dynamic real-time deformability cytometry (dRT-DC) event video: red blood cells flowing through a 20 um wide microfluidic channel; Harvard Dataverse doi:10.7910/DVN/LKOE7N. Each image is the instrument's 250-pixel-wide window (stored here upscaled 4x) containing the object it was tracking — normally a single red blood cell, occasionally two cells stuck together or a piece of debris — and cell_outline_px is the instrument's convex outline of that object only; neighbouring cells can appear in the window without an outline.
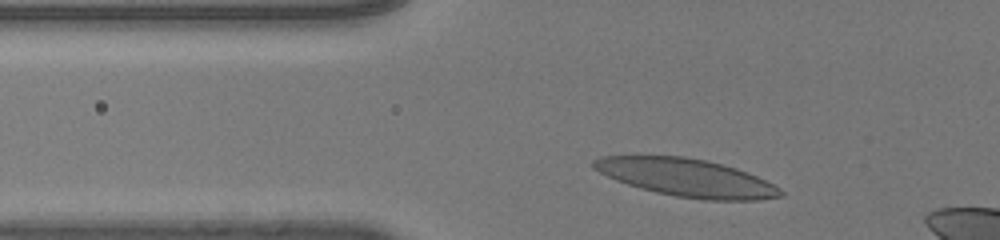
{"species": "human", "species_latin": "Homo sapiens", "temperature_condition": "room temperature", "stored_images_in_passage": 34, "camera_frame_rate_fps": 3000, "um_per_image_px": 0.085, "donor": {"sex": "male"}, "frame": {"image": 1, "passage_image": 6, "time_ms": 1.667, "image_size_px": [1000, 240], "cell_outline_px": [[784, 196], [760, 200], [704, 200], [676, 196], [656, 192], [640, 188], [616, 180], [592, 168], [592, 160], [600, 156], [684, 156], [704, 160], [736, 168], [756, 176], [780, 188], [784, 192]], "centroid_in_image_um": [58.36, 15.11], "position_along_channel_um": 67.4, "area_um2": 40.92}}
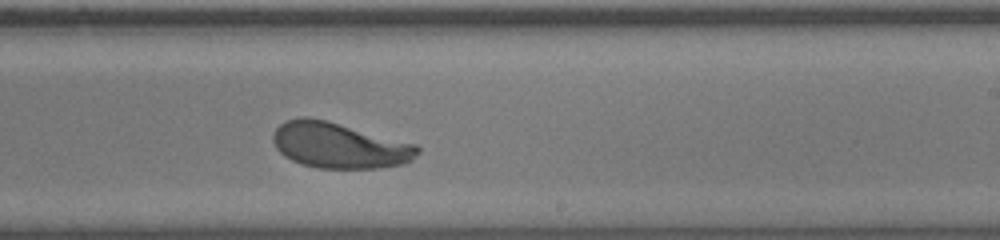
{"frame": {"image": 2, "passage_image": 22, "time_ms": 7.0, "image_size_px": [1000, 240], "cell_outline_px": [[420, 152], [412, 160], [404, 164], [376, 168], [316, 168], [292, 160], [284, 156], [276, 148], [272, 140], [272, 136], [276, 128], [284, 120], [300, 116], [308, 116], [328, 120], [416, 144], [420, 148]], "centroid_in_image_um": [28.82, 12.34], "position_along_channel_um": 260.2, "area_um2": 38.78}}
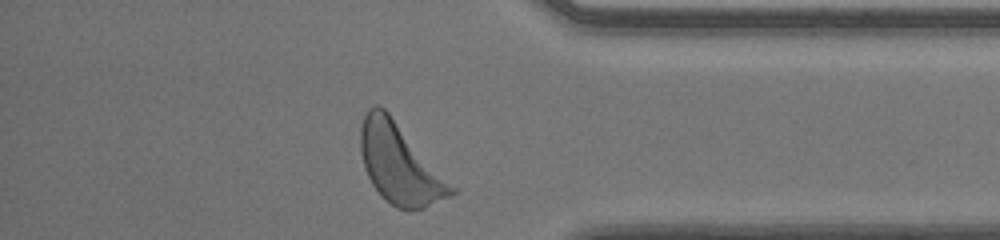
{"frame": {"image": 3, "passage_image": 33, "time_ms": 10.667, "image_size_px": [1000, 240], "cell_outline_px": [[456, 192], [452, 196], [424, 208], [408, 212], [396, 208], [384, 200], [372, 184], [364, 168], [360, 152], [360, 128], [364, 116], [368, 108], [372, 104], [380, 104], [388, 112], [456, 188]], "centroid_in_image_um": [33.96, 13.96], "position_along_channel_um": 401.2, "area_um2": 42.31}, "authors_computed_cell_mechanics": {"area_um2": 39.1306, "velocity_mm_per_s": 4.0262, "shape_relaxation_time_tau1_ms": 1.7899, "shape_relaxation_time_tau2_ms": 7.4498, "deformation_change_tau1": 0.1342, "deformation_change_tau2": 0.1459}}